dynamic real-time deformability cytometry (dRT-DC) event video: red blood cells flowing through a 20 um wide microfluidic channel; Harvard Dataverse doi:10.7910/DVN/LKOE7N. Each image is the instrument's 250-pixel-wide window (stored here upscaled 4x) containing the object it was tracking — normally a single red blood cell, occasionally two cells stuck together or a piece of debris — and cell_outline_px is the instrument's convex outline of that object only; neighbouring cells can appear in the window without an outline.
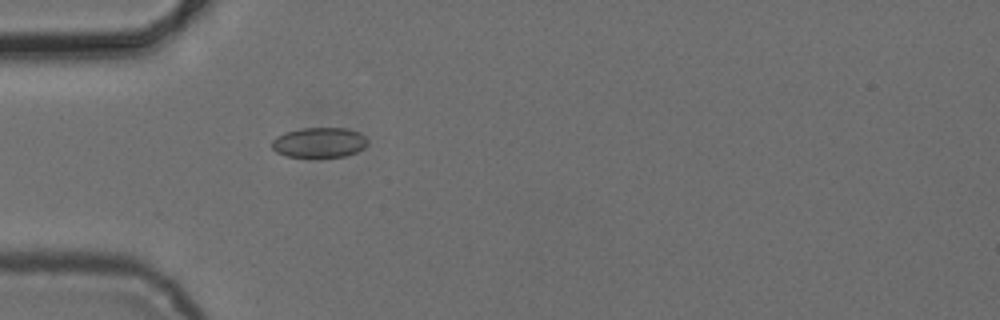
{"species": "common noctule bat (a hibernating species)", "species_latin": "Nyctalus noctula", "temperature_condition": "cold", "stored_images_in_passage": 1, "camera_frame_rate_fps": 3000, "um_per_image_px": 0.085, "animal": {"sex": "female", "body_mass_g": 24.6, "forearm_length_mm": 56.2}, "frame": {"image": 1, "passage_image": 1, "time_ms": 0.0, "image_size_px": [1000, 320], "cell_outline_px": [[368, 144], [364, 148], [356, 152], [344, 156], [288, 156], [276, 152], [272, 148], [272, 140], [276, 136], [284, 132], [300, 128], [348, 128], [360, 132], [368, 140]], "centroid_in_image_um": [27.15, 12.09], "position_along_channel_um": 57.9, "area_um2": 16.76}}